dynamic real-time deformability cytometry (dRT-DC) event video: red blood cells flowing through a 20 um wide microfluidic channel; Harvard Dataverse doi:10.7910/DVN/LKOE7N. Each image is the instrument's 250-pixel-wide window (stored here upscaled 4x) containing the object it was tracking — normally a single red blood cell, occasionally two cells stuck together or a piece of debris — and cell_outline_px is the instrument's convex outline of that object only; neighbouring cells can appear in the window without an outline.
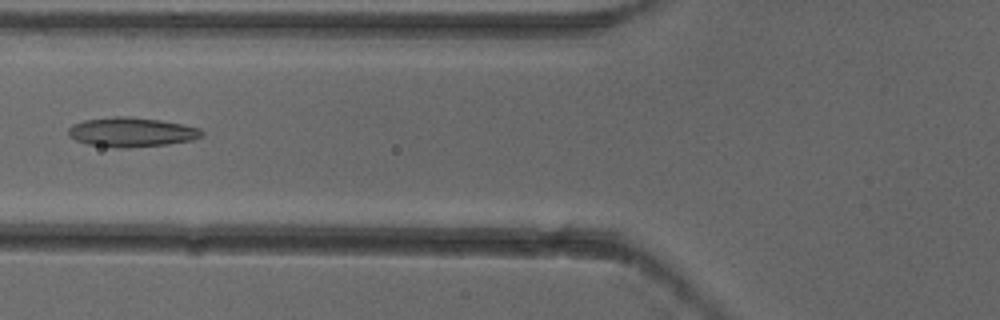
{"species": "common noctule bat (a hibernating species)", "species_latin": "Nyctalus noctula", "temperature_condition": "cold", "stored_images_in_passage": 7, "camera_frame_rate_fps": 3000, "um_per_image_px": 0.085, "animal": {"sex": "female"}, "frame": {"image": 1, "passage_image": 6, "time_ms": 1.667, "image_size_px": [1000, 320], "cell_outline_px": [[204, 136], [192, 140], [168, 144], [124, 148], [112, 148], [88, 144], [76, 140], [68, 136], [68, 128], [72, 124], [84, 120], [112, 116], [128, 116], [160, 120], [184, 124], [200, 128], [204, 132]], "centroid_in_image_um": [11.18, 11.23], "position_along_channel_um": 114.6, "area_um2": 23.18}}
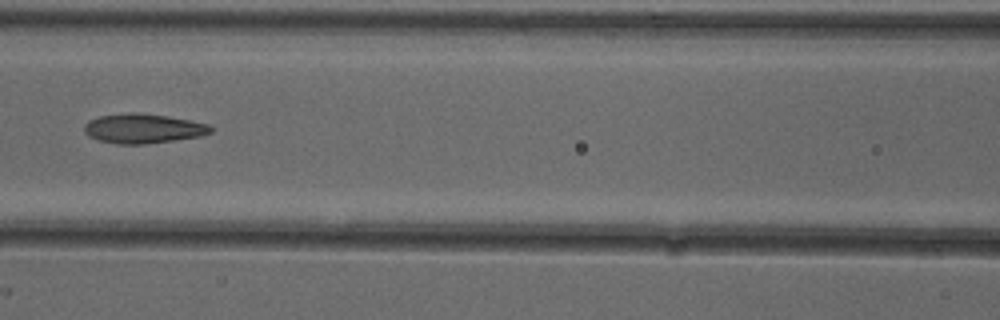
{"frame": {"image": 2, "passage_image": 7, "time_ms": 2.0, "image_size_px": [1000, 320], "cell_outline_px": [[212, 132], [200, 136], [144, 144], [116, 144], [100, 140], [88, 136], [84, 132], [84, 124], [88, 120], [100, 116], [128, 112], [132, 112], [168, 116], [208, 124], [212, 128]], "centroid_in_image_um": [12.12, 10.92], "position_along_channel_um": 154.5, "area_um2": 21.62}}